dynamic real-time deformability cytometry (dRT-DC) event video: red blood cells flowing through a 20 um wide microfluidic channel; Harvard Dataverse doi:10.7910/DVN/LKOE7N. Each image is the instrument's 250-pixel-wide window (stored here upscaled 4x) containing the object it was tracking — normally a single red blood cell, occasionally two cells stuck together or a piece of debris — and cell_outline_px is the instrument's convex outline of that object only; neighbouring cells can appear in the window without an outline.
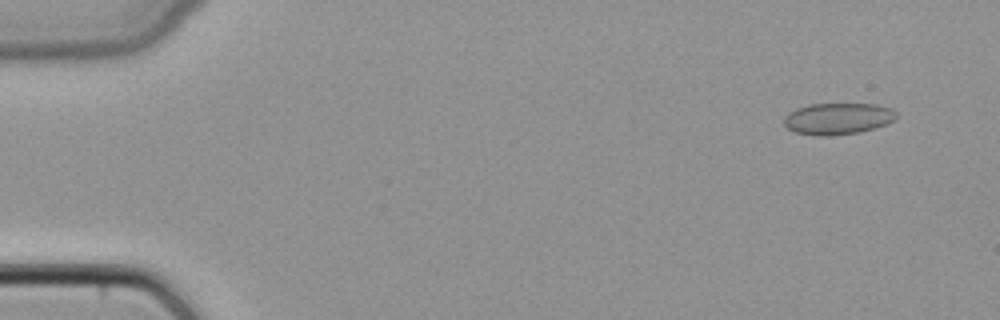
{"species": "common noctule bat (a hibernating species)", "species_latin": "Nyctalus noctula", "temperature_condition": "cold", "stored_images_in_passage": 48, "camera_frame_rate_fps": 3000, "um_per_image_px": 0.085, "animal": {"sex": "female", "body_mass_g": 22.7, "forearm_length_mm": 54.2}, "frame": {"image": 1, "passage_image": 4, "time_ms": 1.0, "image_size_px": [1000, 320], "cell_outline_px": [[896, 120], [888, 124], [876, 128], [860, 132], [832, 136], [820, 136], [796, 132], [788, 128], [784, 124], [784, 116], [788, 112], [796, 108], [808, 104], [876, 104], [892, 108], [896, 112]], "centroid_in_image_um": [71.24, 10.08], "position_along_channel_um": 13.8, "area_um2": 20.92}}
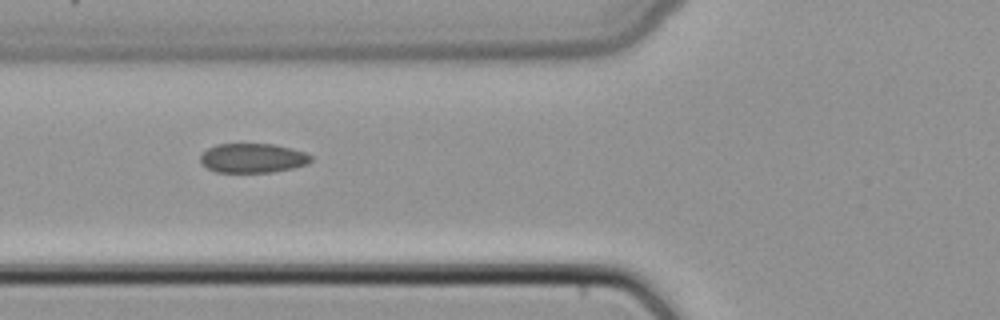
{"frame": {"image": 2, "passage_image": 19, "time_ms": 6.0, "image_size_px": [1000, 320], "cell_outline_px": [[312, 160], [308, 164], [292, 168], [272, 172], [216, 172], [200, 164], [200, 156], [208, 148], [216, 144], [272, 144], [292, 148], [304, 152], [312, 156]], "centroid_in_image_um": [21.48, 13.44], "position_along_channel_um": 104.3, "area_um2": 18.96}}
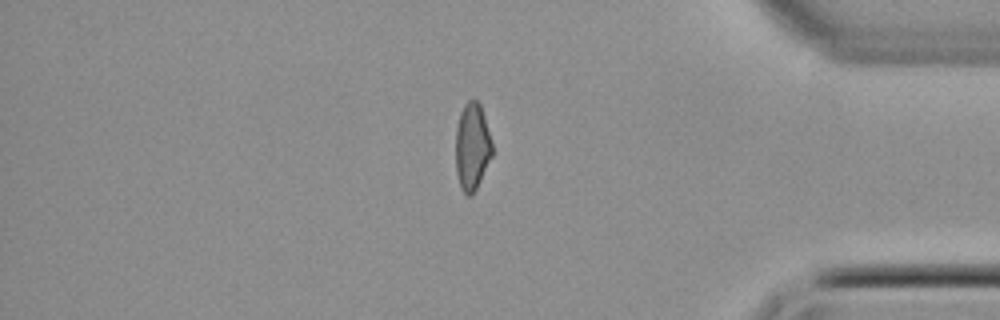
{"frame": {"image": 3, "passage_image": 41, "time_ms": 13.333, "image_size_px": [1000, 320], "cell_outline_px": [[492, 156], [472, 196], [468, 196], [460, 188], [456, 172], [456, 128], [460, 112], [464, 104], [468, 100], [476, 100], [480, 104], [492, 140]], "centroid_in_image_um": [40.12, 12.46], "position_along_channel_um": 395.1, "area_um2": 18.55}}